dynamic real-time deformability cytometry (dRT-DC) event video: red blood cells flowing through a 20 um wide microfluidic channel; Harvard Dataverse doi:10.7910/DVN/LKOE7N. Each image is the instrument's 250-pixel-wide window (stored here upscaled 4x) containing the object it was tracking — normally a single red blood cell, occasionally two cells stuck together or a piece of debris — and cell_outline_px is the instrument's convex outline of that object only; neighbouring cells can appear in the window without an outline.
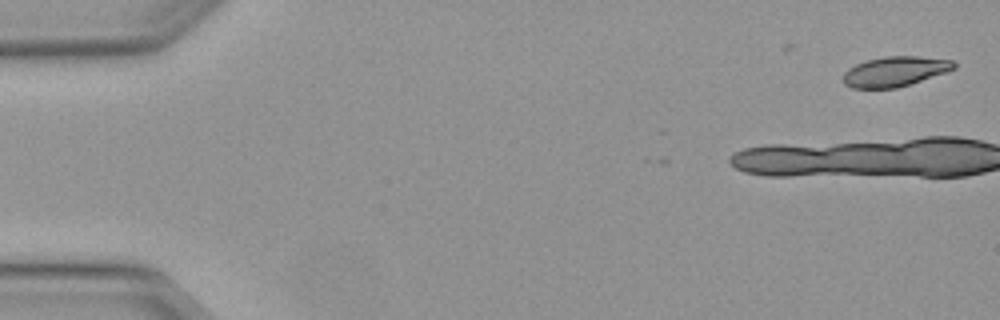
{"species": "Egyptian fruit bat (a non-hibernating species)", "species_latin": "Rousettus aegyptiacus", "temperature_condition": "warm", "stored_images_in_passage": 9, "camera_frame_rate_fps": 3000, "um_per_image_px": 0.085, "animal": {"sex": "female"}, "frame": {"image": 1, "passage_image": 1, "time_ms": 0.0, "image_size_px": [1000, 320], "cell_outline_px": [[956, 68], [948, 72], [896, 88], [852, 88], [844, 84], [844, 72], [848, 68], [856, 64], [868, 60], [884, 56], [920, 56], [952, 60], [956, 64]], "centroid_in_image_um": [76.09, 6.07], "position_along_channel_um": 8.9, "area_um2": 19.36}}